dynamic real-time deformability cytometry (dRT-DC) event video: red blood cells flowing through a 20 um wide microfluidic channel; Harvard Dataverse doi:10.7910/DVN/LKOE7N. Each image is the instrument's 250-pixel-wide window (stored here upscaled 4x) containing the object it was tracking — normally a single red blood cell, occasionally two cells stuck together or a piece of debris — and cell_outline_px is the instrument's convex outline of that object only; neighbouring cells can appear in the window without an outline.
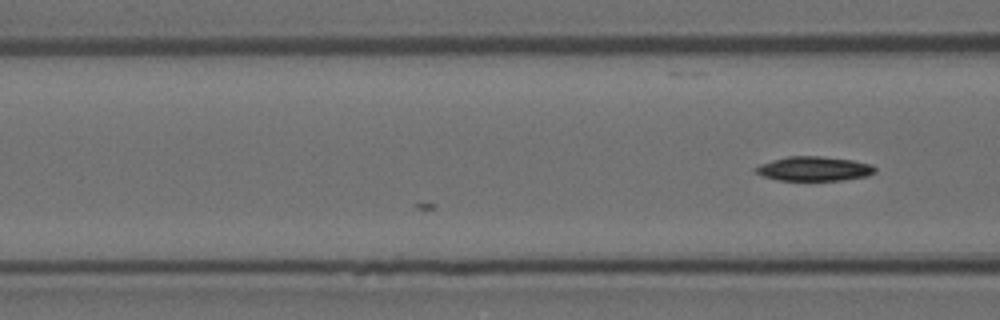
{"species": "Egyptian fruit bat (a non-hibernating species)", "species_latin": "Rousettus aegyptiacus", "temperature_condition": "room temperature", "stored_images_in_passage": 4, "camera_frame_rate_fps": 3000, "um_per_image_px": 0.085, "animal": {"sex": "female"}, "frame": {"image": 1, "passage_image": 4, "time_ms": 1.0, "image_size_px": [1000, 320], "cell_outline_px": [[876, 172], [868, 176], [844, 180], [776, 180], [764, 176], [756, 172], [752, 168], [760, 164], [772, 160], [788, 156], [820, 156], [852, 160], [872, 164], [876, 168]], "centroid_in_image_um": [69.2, 14.34], "position_along_channel_um": 97.4, "area_um2": 17.05}}